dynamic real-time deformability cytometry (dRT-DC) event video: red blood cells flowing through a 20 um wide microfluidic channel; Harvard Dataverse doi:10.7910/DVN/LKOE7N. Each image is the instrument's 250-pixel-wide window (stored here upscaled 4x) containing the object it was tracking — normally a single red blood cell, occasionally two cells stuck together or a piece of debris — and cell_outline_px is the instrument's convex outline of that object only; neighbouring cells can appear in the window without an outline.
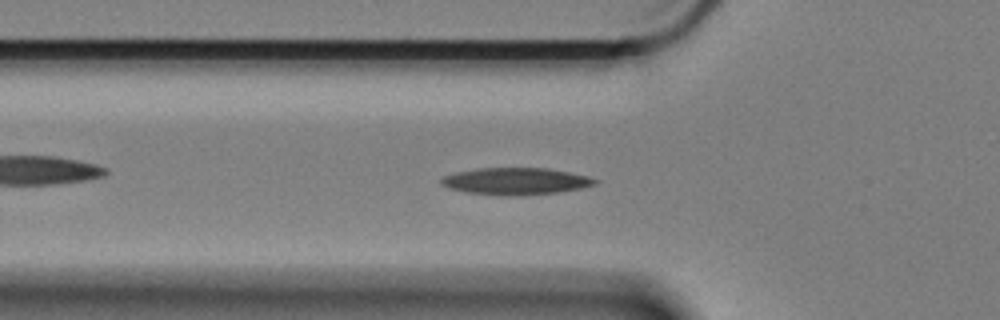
{"species": "Egyptian fruit bat (a non-hibernating species)", "species_latin": "Rousettus aegyptiacus", "temperature_condition": "cold", "stored_images_in_passage": 61, "camera_frame_rate_fps": 3000, "um_per_image_px": 0.085, "animal": {"sex": "female"}, "frame": {"image": 1, "passage_image": 20, "time_ms": 6.333, "image_size_px": [1000, 320], "cell_outline_px": [[600, 180], [596, 184], [580, 188], [556, 192], [524, 196], [496, 196], [464, 192], [448, 188], [440, 184], [440, 180], [444, 176], [456, 172], [480, 168], [548, 168], [588, 176]], "centroid_in_image_um": [43.81, 15.42], "position_along_channel_um": 82.0, "area_um2": 24.39}}
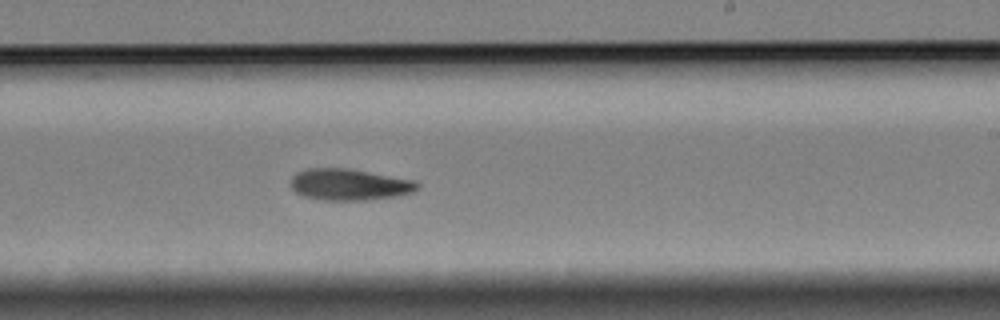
{"frame": {"image": 2, "passage_image": 36, "time_ms": 11.667, "image_size_px": [1000, 320], "cell_outline_px": [[420, 184], [412, 192], [396, 196], [364, 200], [324, 200], [304, 196], [296, 192], [292, 188], [292, 176], [296, 172], [308, 168], [348, 168], [412, 180]], "centroid_in_image_um": [29.65, 15.68], "position_along_channel_um": 259.3, "area_um2": 22.89}}
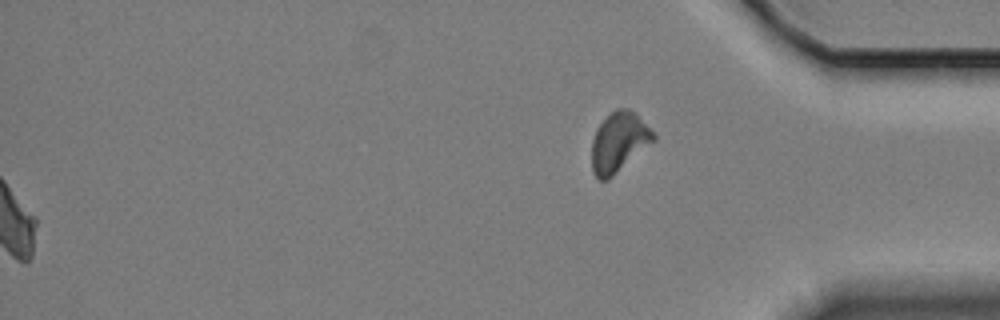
{"frame": {"image": 3, "passage_image": 61, "time_ms": 20.0, "image_size_px": [1000, 320], "cell_outline_px": [[656, 140], [608, 180], [600, 180], [592, 172], [592, 140], [596, 128], [616, 108], [628, 108], [636, 112], [656, 136]], "centroid_in_image_um": [52.61, 12.08], "position_along_channel_um": 382.6, "area_um2": 21.5}, "authors_computed_cell_mechanics": {"area_um2": 22.253, "velocity_mm_per_s": 3.3071, "shape_relaxation_time_tau1_ms": 4.8493, "shape_relaxation_time_tau2_ms": null, "deformation_change_tau1": 0.136, "deformation_change_tau2": null}}